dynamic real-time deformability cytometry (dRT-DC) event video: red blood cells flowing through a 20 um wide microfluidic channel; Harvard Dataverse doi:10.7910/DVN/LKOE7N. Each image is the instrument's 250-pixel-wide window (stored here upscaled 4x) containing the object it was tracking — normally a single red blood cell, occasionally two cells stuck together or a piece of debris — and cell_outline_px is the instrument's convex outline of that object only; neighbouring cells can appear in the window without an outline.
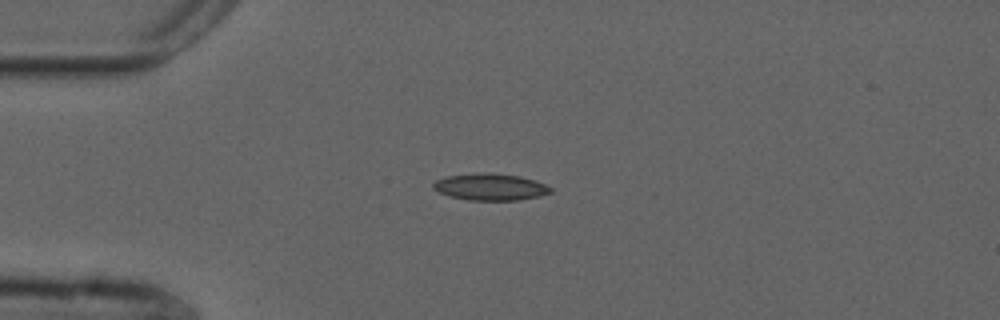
{"species": "common noctule bat (a hibernating species)", "species_latin": "Nyctalus noctula", "temperature_condition": "cold", "stored_images_in_passage": 5, "camera_frame_rate_fps": 3000, "um_per_image_px": 0.085, "animal": {"sex": "male", "forearm_length_mm": 52.5}, "frame": {"image": 1, "passage_image": 2, "time_ms": 0.333, "image_size_px": [1000, 320], "cell_outline_px": [[552, 192], [540, 196], [516, 200], [468, 200], [448, 196], [432, 188], [432, 184], [436, 180], [448, 176], [484, 172], [488, 172], [520, 176], [544, 184], [552, 188]], "centroid_in_image_um": [41.66, 15.89], "position_along_channel_um": 43.3, "area_um2": 18.21}}
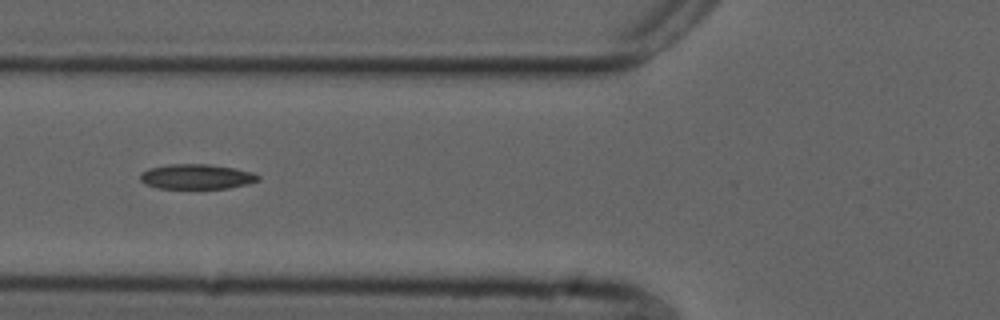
{"frame": {"image": 2, "passage_image": 4, "time_ms": 1.0, "image_size_px": [1000, 320], "cell_outline_px": [[260, 180], [248, 184], [228, 188], [160, 188], [148, 184], [140, 180], [140, 176], [148, 168], [168, 164], [208, 164], [232, 168], [252, 172], [260, 176]], "centroid_in_image_um": [16.74, 15.01], "position_along_channel_um": 109.1, "area_um2": 16.94}}
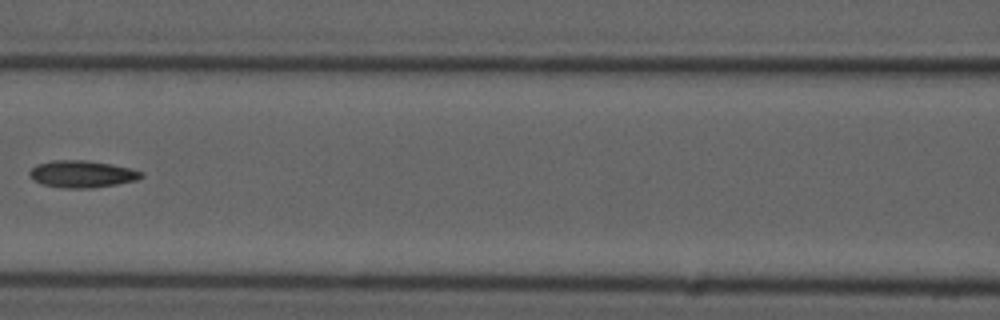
{"frame": {"image": 3, "passage_image": 5, "time_ms": 1.333, "image_size_px": [1000, 320], "cell_outline_px": [[144, 176], [136, 180], [116, 184], [92, 188], [64, 188], [40, 184], [32, 180], [28, 176], [28, 172], [36, 164], [52, 160], [84, 160], [112, 164], [132, 168], [144, 172]], "centroid_in_image_um": [6.95, 14.79], "position_along_channel_um": 159.7, "area_um2": 17.86}}